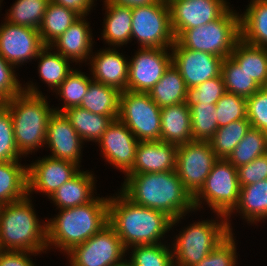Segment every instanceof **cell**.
Segmentation results:
<instances>
[{
	"instance_id": "obj_18",
	"label": "cell",
	"mask_w": 267,
	"mask_h": 266,
	"mask_svg": "<svg viewBox=\"0 0 267 266\" xmlns=\"http://www.w3.org/2000/svg\"><path fill=\"white\" fill-rule=\"evenodd\" d=\"M138 142L129 128L118 119L112 121L98 140L106 161L124 174L134 165Z\"/></svg>"
},
{
	"instance_id": "obj_10",
	"label": "cell",
	"mask_w": 267,
	"mask_h": 266,
	"mask_svg": "<svg viewBox=\"0 0 267 266\" xmlns=\"http://www.w3.org/2000/svg\"><path fill=\"white\" fill-rule=\"evenodd\" d=\"M132 9V38L141 48H171L176 41L167 0Z\"/></svg>"
},
{
	"instance_id": "obj_23",
	"label": "cell",
	"mask_w": 267,
	"mask_h": 266,
	"mask_svg": "<svg viewBox=\"0 0 267 266\" xmlns=\"http://www.w3.org/2000/svg\"><path fill=\"white\" fill-rule=\"evenodd\" d=\"M161 141L177 146L193 141L190 108L186 102L161 108Z\"/></svg>"
},
{
	"instance_id": "obj_4",
	"label": "cell",
	"mask_w": 267,
	"mask_h": 266,
	"mask_svg": "<svg viewBox=\"0 0 267 266\" xmlns=\"http://www.w3.org/2000/svg\"><path fill=\"white\" fill-rule=\"evenodd\" d=\"M26 84L21 93L3 103L10 111L15 144L22 156L45 145L47 123L54 112L35 84Z\"/></svg>"
},
{
	"instance_id": "obj_49",
	"label": "cell",
	"mask_w": 267,
	"mask_h": 266,
	"mask_svg": "<svg viewBox=\"0 0 267 266\" xmlns=\"http://www.w3.org/2000/svg\"><path fill=\"white\" fill-rule=\"evenodd\" d=\"M35 252L30 251H12L1 250L0 251V266H36L33 261L30 260V255Z\"/></svg>"
},
{
	"instance_id": "obj_24",
	"label": "cell",
	"mask_w": 267,
	"mask_h": 266,
	"mask_svg": "<svg viewBox=\"0 0 267 266\" xmlns=\"http://www.w3.org/2000/svg\"><path fill=\"white\" fill-rule=\"evenodd\" d=\"M88 171H79L72 179L65 182L49 198L57 209H65L84 205L91 202L94 197L95 178ZM93 195V196H92Z\"/></svg>"
},
{
	"instance_id": "obj_9",
	"label": "cell",
	"mask_w": 267,
	"mask_h": 266,
	"mask_svg": "<svg viewBox=\"0 0 267 266\" xmlns=\"http://www.w3.org/2000/svg\"><path fill=\"white\" fill-rule=\"evenodd\" d=\"M117 119L138 141H161V108L148 92L122 91Z\"/></svg>"
},
{
	"instance_id": "obj_30",
	"label": "cell",
	"mask_w": 267,
	"mask_h": 266,
	"mask_svg": "<svg viewBox=\"0 0 267 266\" xmlns=\"http://www.w3.org/2000/svg\"><path fill=\"white\" fill-rule=\"evenodd\" d=\"M19 161L0 162V202L4 205L27 195V165Z\"/></svg>"
},
{
	"instance_id": "obj_36",
	"label": "cell",
	"mask_w": 267,
	"mask_h": 266,
	"mask_svg": "<svg viewBox=\"0 0 267 266\" xmlns=\"http://www.w3.org/2000/svg\"><path fill=\"white\" fill-rule=\"evenodd\" d=\"M250 128L251 123L247 118L236 120L228 125L219 127L210 140V144L216 156L218 158L227 159Z\"/></svg>"
},
{
	"instance_id": "obj_8",
	"label": "cell",
	"mask_w": 267,
	"mask_h": 266,
	"mask_svg": "<svg viewBox=\"0 0 267 266\" xmlns=\"http://www.w3.org/2000/svg\"><path fill=\"white\" fill-rule=\"evenodd\" d=\"M239 194L237 168L227 159L219 158L206 177L203 187L193 197L194 208H201L204 201L217 216L220 214L227 217L238 204Z\"/></svg>"
},
{
	"instance_id": "obj_27",
	"label": "cell",
	"mask_w": 267,
	"mask_h": 266,
	"mask_svg": "<svg viewBox=\"0 0 267 266\" xmlns=\"http://www.w3.org/2000/svg\"><path fill=\"white\" fill-rule=\"evenodd\" d=\"M230 57L260 86L267 87V47L236 42Z\"/></svg>"
},
{
	"instance_id": "obj_29",
	"label": "cell",
	"mask_w": 267,
	"mask_h": 266,
	"mask_svg": "<svg viewBox=\"0 0 267 266\" xmlns=\"http://www.w3.org/2000/svg\"><path fill=\"white\" fill-rule=\"evenodd\" d=\"M120 93L117 88L92 80L79 107L114 121L118 118Z\"/></svg>"
},
{
	"instance_id": "obj_28",
	"label": "cell",
	"mask_w": 267,
	"mask_h": 266,
	"mask_svg": "<svg viewBox=\"0 0 267 266\" xmlns=\"http://www.w3.org/2000/svg\"><path fill=\"white\" fill-rule=\"evenodd\" d=\"M240 15V38L252 45L267 47V0H251Z\"/></svg>"
},
{
	"instance_id": "obj_21",
	"label": "cell",
	"mask_w": 267,
	"mask_h": 266,
	"mask_svg": "<svg viewBox=\"0 0 267 266\" xmlns=\"http://www.w3.org/2000/svg\"><path fill=\"white\" fill-rule=\"evenodd\" d=\"M92 80L117 88L120 92L128 90L129 61L116 48H107L90 56Z\"/></svg>"
},
{
	"instance_id": "obj_41",
	"label": "cell",
	"mask_w": 267,
	"mask_h": 266,
	"mask_svg": "<svg viewBox=\"0 0 267 266\" xmlns=\"http://www.w3.org/2000/svg\"><path fill=\"white\" fill-rule=\"evenodd\" d=\"M129 257L133 266H173L172 248L159 243L151 245H137L130 247Z\"/></svg>"
},
{
	"instance_id": "obj_48",
	"label": "cell",
	"mask_w": 267,
	"mask_h": 266,
	"mask_svg": "<svg viewBox=\"0 0 267 266\" xmlns=\"http://www.w3.org/2000/svg\"><path fill=\"white\" fill-rule=\"evenodd\" d=\"M240 187L267 179V153L237 168Z\"/></svg>"
},
{
	"instance_id": "obj_52",
	"label": "cell",
	"mask_w": 267,
	"mask_h": 266,
	"mask_svg": "<svg viewBox=\"0 0 267 266\" xmlns=\"http://www.w3.org/2000/svg\"><path fill=\"white\" fill-rule=\"evenodd\" d=\"M111 266H133L131 260L128 259V261L126 259H122L121 261L111 265Z\"/></svg>"
},
{
	"instance_id": "obj_2",
	"label": "cell",
	"mask_w": 267,
	"mask_h": 266,
	"mask_svg": "<svg viewBox=\"0 0 267 266\" xmlns=\"http://www.w3.org/2000/svg\"><path fill=\"white\" fill-rule=\"evenodd\" d=\"M108 218L128 251L137 245L162 243L165 233L172 229V219L164 212L137 205L121 191L109 197Z\"/></svg>"
},
{
	"instance_id": "obj_22",
	"label": "cell",
	"mask_w": 267,
	"mask_h": 266,
	"mask_svg": "<svg viewBox=\"0 0 267 266\" xmlns=\"http://www.w3.org/2000/svg\"><path fill=\"white\" fill-rule=\"evenodd\" d=\"M84 17L80 16L61 36L49 45L63 57L73 61V63L74 61L76 63L86 62V59L90 60V55L93 53L92 31L90 30L89 22L87 23Z\"/></svg>"
},
{
	"instance_id": "obj_50",
	"label": "cell",
	"mask_w": 267,
	"mask_h": 266,
	"mask_svg": "<svg viewBox=\"0 0 267 266\" xmlns=\"http://www.w3.org/2000/svg\"><path fill=\"white\" fill-rule=\"evenodd\" d=\"M54 4L63 6L77 13L79 16L89 14L95 0H50Z\"/></svg>"
},
{
	"instance_id": "obj_25",
	"label": "cell",
	"mask_w": 267,
	"mask_h": 266,
	"mask_svg": "<svg viewBox=\"0 0 267 266\" xmlns=\"http://www.w3.org/2000/svg\"><path fill=\"white\" fill-rule=\"evenodd\" d=\"M239 212L248 223H256L267 219V179L240 187L239 201L234 210L226 217L230 232L232 213ZM256 221V222H255Z\"/></svg>"
},
{
	"instance_id": "obj_37",
	"label": "cell",
	"mask_w": 267,
	"mask_h": 266,
	"mask_svg": "<svg viewBox=\"0 0 267 266\" xmlns=\"http://www.w3.org/2000/svg\"><path fill=\"white\" fill-rule=\"evenodd\" d=\"M267 153V133L250 128L227 160L238 168Z\"/></svg>"
},
{
	"instance_id": "obj_6",
	"label": "cell",
	"mask_w": 267,
	"mask_h": 266,
	"mask_svg": "<svg viewBox=\"0 0 267 266\" xmlns=\"http://www.w3.org/2000/svg\"><path fill=\"white\" fill-rule=\"evenodd\" d=\"M240 39V15L228 8L218 19L186 29L176 40L187 49L227 58Z\"/></svg>"
},
{
	"instance_id": "obj_31",
	"label": "cell",
	"mask_w": 267,
	"mask_h": 266,
	"mask_svg": "<svg viewBox=\"0 0 267 266\" xmlns=\"http://www.w3.org/2000/svg\"><path fill=\"white\" fill-rule=\"evenodd\" d=\"M148 94L160 108H163L186 102L187 87L179 70L171 64Z\"/></svg>"
},
{
	"instance_id": "obj_16",
	"label": "cell",
	"mask_w": 267,
	"mask_h": 266,
	"mask_svg": "<svg viewBox=\"0 0 267 266\" xmlns=\"http://www.w3.org/2000/svg\"><path fill=\"white\" fill-rule=\"evenodd\" d=\"M80 167L70 161L57 158L42 157L27 165V192H43L50 198L58 188L72 179Z\"/></svg>"
},
{
	"instance_id": "obj_32",
	"label": "cell",
	"mask_w": 267,
	"mask_h": 266,
	"mask_svg": "<svg viewBox=\"0 0 267 266\" xmlns=\"http://www.w3.org/2000/svg\"><path fill=\"white\" fill-rule=\"evenodd\" d=\"M63 113L83 142H98L113 121L109 116L94 114L79 106L70 107L63 111Z\"/></svg>"
},
{
	"instance_id": "obj_42",
	"label": "cell",
	"mask_w": 267,
	"mask_h": 266,
	"mask_svg": "<svg viewBox=\"0 0 267 266\" xmlns=\"http://www.w3.org/2000/svg\"><path fill=\"white\" fill-rule=\"evenodd\" d=\"M225 93L224 80L220 74L196 87L187 88L186 104L189 108L198 103L216 104Z\"/></svg>"
},
{
	"instance_id": "obj_7",
	"label": "cell",
	"mask_w": 267,
	"mask_h": 266,
	"mask_svg": "<svg viewBox=\"0 0 267 266\" xmlns=\"http://www.w3.org/2000/svg\"><path fill=\"white\" fill-rule=\"evenodd\" d=\"M218 220L194 222L176 235L173 243L175 266H193L205 258L231 232L227 218L219 214ZM217 221V222H216Z\"/></svg>"
},
{
	"instance_id": "obj_1",
	"label": "cell",
	"mask_w": 267,
	"mask_h": 266,
	"mask_svg": "<svg viewBox=\"0 0 267 266\" xmlns=\"http://www.w3.org/2000/svg\"><path fill=\"white\" fill-rule=\"evenodd\" d=\"M125 177L120 191L137 205L164 212L172 219L171 228L188 212L195 210L193 197L176 170L126 174Z\"/></svg>"
},
{
	"instance_id": "obj_34",
	"label": "cell",
	"mask_w": 267,
	"mask_h": 266,
	"mask_svg": "<svg viewBox=\"0 0 267 266\" xmlns=\"http://www.w3.org/2000/svg\"><path fill=\"white\" fill-rule=\"evenodd\" d=\"M51 51L52 47L45 45L35 59H40L38 72L41 80L48 84L49 88L56 90L73 69L68 59L57 51Z\"/></svg>"
},
{
	"instance_id": "obj_26",
	"label": "cell",
	"mask_w": 267,
	"mask_h": 266,
	"mask_svg": "<svg viewBox=\"0 0 267 266\" xmlns=\"http://www.w3.org/2000/svg\"><path fill=\"white\" fill-rule=\"evenodd\" d=\"M104 2L107 14L104 19L102 38L109 45L118 48L131 40L132 9L106 0Z\"/></svg>"
},
{
	"instance_id": "obj_33",
	"label": "cell",
	"mask_w": 267,
	"mask_h": 266,
	"mask_svg": "<svg viewBox=\"0 0 267 266\" xmlns=\"http://www.w3.org/2000/svg\"><path fill=\"white\" fill-rule=\"evenodd\" d=\"M79 17L80 16L74 11L50 1L38 29L42 43L49 46Z\"/></svg>"
},
{
	"instance_id": "obj_40",
	"label": "cell",
	"mask_w": 267,
	"mask_h": 266,
	"mask_svg": "<svg viewBox=\"0 0 267 266\" xmlns=\"http://www.w3.org/2000/svg\"><path fill=\"white\" fill-rule=\"evenodd\" d=\"M91 81L92 79L80 72V70H72L61 85L54 91H57L56 94L58 93L64 101L62 108H54V111L63 112L70 107L80 106L82 98L87 93Z\"/></svg>"
},
{
	"instance_id": "obj_47",
	"label": "cell",
	"mask_w": 267,
	"mask_h": 266,
	"mask_svg": "<svg viewBox=\"0 0 267 266\" xmlns=\"http://www.w3.org/2000/svg\"><path fill=\"white\" fill-rule=\"evenodd\" d=\"M14 68V65L8 63L0 55V103L8 101L23 91Z\"/></svg>"
},
{
	"instance_id": "obj_38",
	"label": "cell",
	"mask_w": 267,
	"mask_h": 266,
	"mask_svg": "<svg viewBox=\"0 0 267 266\" xmlns=\"http://www.w3.org/2000/svg\"><path fill=\"white\" fill-rule=\"evenodd\" d=\"M50 0H17L5 21L14 25L39 29Z\"/></svg>"
},
{
	"instance_id": "obj_15",
	"label": "cell",
	"mask_w": 267,
	"mask_h": 266,
	"mask_svg": "<svg viewBox=\"0 0 267 266\" xmlns=\"http://www.w3.org/2000/svg\"><path fill=\"white\" fill-rule=\"evenodd\" d=\"M170 49L172 64L179 70L187 88L196 87L221 74L222 57L184 48L177 40Z\"/></svg>"
},
{
	"instance_id": "obj_5",
	"label": "cell",
	"mask_w": 267,
	"mask_h": 266,
	"mask_svg": "<svg viewBox=\"0 0 267 266\" xmlns=\"http://www.w3.org/2000/svg\"><path fill=\"white\" fill-rule=\"evenodd\" d=\"M27 195L24 199L2 206L0 213V249L30 251L47 250V224H40Z\"/></svg>"
},
{
	"instance_id": "obj_44",
	"label": "cell",
	"mask_w": 267,
	"mask_h": 266,
	"mask_svg": "<svg viewBox=\"0 0 267 266\" xmlns=\"http://www.w3.org/2000/svg\"><path fill=\"white\" fill-rule=\"evenodd\" d=\"M21 155L15 144L10 111L0 103V162L20 161Z\"/></svg>"
},
{
	"instance_id": "obj_12",
	"label": "cell",
	"mask_w": 267,
	"mask_h": 266,
	"mask_svg": "<svg viewBox=\"0 0 267 266\" xmlns=\"http://www.w3.org/2000/svg\"><path fill=\"white\" fill-rule=\"evenodd\" d=\"M127 252L115 229L108 223L84 243L66 254L70 266H111L121 261Z\"/></svg>"
},
{
	"instance_id": "obj_19",
	"label": "cell",
	"mask_w": 267,
	"mask_h": 266,
	"mask_svg": "<svg viewBox=\"0 0 267 266\" xmlns=\"http://www.w3.org/2000/svg\"><path fill=\"white\" fill-rule=\"evenodd\" d=\"M81 137L63 112L54 111L47 123L45 145L52 152L50 157L70 161L81 167Z\"/></svg>"
},
{
	"instance_id": "obj_39",
	"label": "cell",
	"mask_w": 267,
	"mask_h": 266,
	"mask_svg": "<svg viewBox=\"0 0 267 266\" xmlns=\"http://www.w3.org/2000/svg\"><path fill=\"white\" fill-rule=\"evenodd\" d=\"M216 104L198 103L190 108L191 133L194 141H210L219 128Z\"/></svg>"
},
{
	"instance_id": "obj_13",
	"label": "cell",
	"mask_w": 267,
	"mask_h": 266,
	"mask_svg": "<svg viewBox=\"0 0 267 266\" xmlns=\"http://www.w3.org/2000/svg\"><path fill=\"white\" fill-rule=\"evenodd\" d=\"M170 48H140L128 64V90L149 92L172 64ZM169 52V53H168Z\"/></svg>"
},
{
	"instance_id": "obj_46",
	"label": "cell",
	"mask_w": 267,
	"mask_h": 266,
	"mask_svg": "<svg viewBox=\"0 0 267 266\" xmlns=\"http://www.w3.org/2000/svg\"><path fill=\"white\" fill-rule=\"evenodd\" d=\"M247 119L252 128L267 133V87L247 98Z\"/></svg>"
},
{
	"instance_id": "obj_17",
	"label": "cell",
	"mask_w": 267,
	"mask_h": 266,
	"mask_svg": "<svg viewBox=\"0 0 267 266\" xmlns=\"http://www.w3.org/2000/svg\"><path fill=\"white\" fill-rule=\"evenodd\" d=\"M44 46L35 28L6 21L0 25V55L15 67L35 59Z\"/></svg>"
},
{
	"instance_id": "obj_53",
	"label": "cell",
	"mask_w": 267,
	"mask_h": 266,
	"mask_svg": "<svg viewBox=\"0 0 267 266\" xmlns=\"http://www.w3.org/2000/svg\"><path fill=\"white\" fill-rule=\"evenodd\" d=\"M4 204L2 203V202H0V213H1V210H2V206H3Z\"/></svg>"
},
{
	"instance_id": "obj_14",
	"label": "cell",
	"mask_w": 267,
	"mask_h": 266,
	"mask_svg": "<svg viewBox=\"0 0 267 266\" xmlns=\"http://www.w3.org/2000/svg\"><path fill=\"white\" fill-rule=\"evenodd\" d=\"M167 3L176 39L186 29L218 19L230 7L226 0H167Z\"/></svg>"
},
{
	"instance_id": "obj_43",
	"label": "cell",
	"mask_w": 267,
	"mask_h": 266,
	"mask_svg": "<svg viewBox=\"0 0 267 266\" xmlns=\"http://www.w3.org/2000/svg\"><path fill=\"white\" fill-rule=\"evenodd\" d=\"M218 127L247 118V98L226 92L216 103Z\"/></svg>"
},
{
	"instance_id": "obj_35",
	"label": "cell",
	"mask_w": 267,
	"mask_h": 266,
	"mask_svg": "<svg viewBox=\"0 0 267 266\" xmlns=\"http://www.w3.org/2000/svg\"><path fill=\"white\" fill-rule=\"evenodd\" d=\"M221 75L228 93L248 98L261 88L230 56L222 61Z\"/></svg>"
},
{
	"instance_id": "obj_45",
	"label": "cell",
	"mask_w": 267,
	"mask_h": 266,
	"mask_svg": "<svg viewBox=\"0 0 267 266\" xmlns=\"http://www.w3.org/2000/svg\"><path fill=\"white\" fill-rule=\"evenodd\" d=\"M234 233H230L205 258L193 266H236L237 255Z\"/></svg>"
},
{
	"instance_id": "obj_51",
	"label": "cell",
	"mask_w": 267,
	"mask_h": 266,
	"mask_svg": "<svg viewBox=\"0 0 267 266\" xmlns=\"http://www.w3.org/2000/svg\"><path fill=\"white\" fill-rule=\"evenodd\" d=\"M115 4L129 6L131 8L155 3L158 0H106Z\"/></svg>"
},
{
	"instance_id": "obj_20",
	"label": "cell",
	"mask_w": 267,
	"mask_h": 266,
	"mask_svg": "<svg viewBox=\"0 0 267 266\" xmlns=\"http://www.w3.org/2000/svg\"><path fill=\"white\" fill-rule=\"evenodd\" d=\"M177 148V145L163 141H139L134 165L127 174L176 170Z\"/></svg>"
},
{
	"instance_id": "obj_11",
	"label": "cell",
	"mask_w": 267,
	"mask_h": 266,
	"mask_svg": "<svg viewBox=\"0 0 267 266\" xmlns=\"http://www.w3.org/2000/svg\"><path fill=\"white\" fill-rule=\"evenodd\" d=\"M218 159L210 141L193 140L178 146L176 172L192 197L203 187L206 177Z\"/></svg>"
},
{
	"instance_id": "obj_3",
	"label": "cell",
	"mask_w": 267,
	"mask_h": 266,
	"mask_svg": "<svg viewBox=\"0 0 267 266\" xmlns=\"http://www.w3.org/2000/svg\"><path fill=\"white\" fill-rule=\"evenodd\" d=\"M96 197L84 205L61 209L46 221L47 248L55 246L67 253L109 223V197Z\"/></svg>"
}]
</instances>
